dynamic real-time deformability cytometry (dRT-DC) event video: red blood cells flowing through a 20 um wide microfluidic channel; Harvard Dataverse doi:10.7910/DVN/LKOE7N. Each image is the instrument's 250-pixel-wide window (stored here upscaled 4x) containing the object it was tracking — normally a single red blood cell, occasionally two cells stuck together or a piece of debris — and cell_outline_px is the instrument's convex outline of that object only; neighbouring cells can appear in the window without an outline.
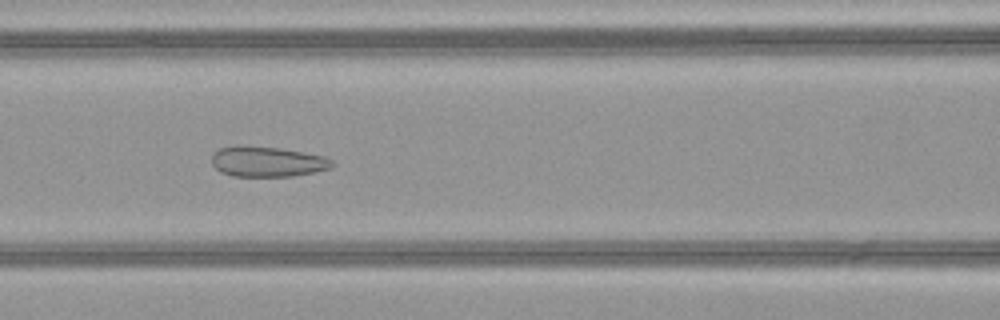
{"species": "common noctule bat (a hibernating species)", "species_latin": "Nyctalus noctula", "temperature_condition": "warm", "stored_images_in_passage": 50, "camera_frame_rate_fps": 3000, "um_per_image_px": 0.085, "animal": {"sex": "female", "body_mass_g": 21.9}, "frame": {"image": 1, "passage_image": 21, "time_ms": 6.667, "image_size_px": [1000, 320], "cell_outline_px": [[336, 164], [332, 168], [292, 176], [232, 176], [220, 172], [212, 164], [212, 152], [220, 148], [236, 144], [240, 144], [280, 148], [324, 156], [332, 160]], "centroid_in_image_um": [22.69, 13.72], "position_along_channel_um": 143.9, "area_um2": 21.56}}
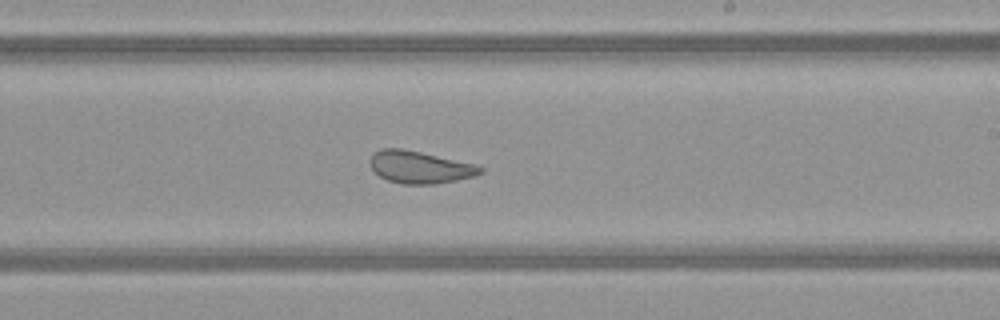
{"frame": {"image": 2, "passage_image": 29, "time_ms": 9.333, "image_size_px": [1000, 320], "cell_outline_px": [[484, 172], [476, 176], [436, 184], [404, 184], [388, 180], [380, 176], [368, 164], [372, 156], [380, 148], [404, 148], [476, 164], [484, 168]], "centroid_in_image_um": [35.72, 14.2], "position_along_channel_um": 253.3, "area_um2": 20.87}}
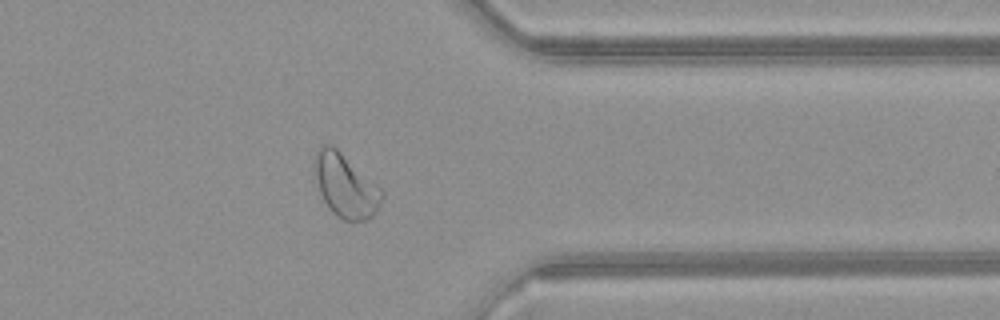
{"frame": {"image": 3, "passage_image": 39, "time_ms": 12.667, "image_size_px": [1000, 320], "cell_outline_px": [[384, 196], [376, 212], [368, 220], [344, 220], [336, 216], [332, 212], [324, 200], [320, 192], [312, 172], [312, 160], [320, 144], [332, 144], [380, 188], [384, 192]], "centroid_in_image_um": [29.31, 15.76], "position_along_channel_um": 382.1, "area_um2": 24.97}, "authors_computed_cell_mechanics": {"area_um2": 26.3568, "velocity_mm_per_s": 4.1186, "shape_relaxation_time_tau1_ms": null, "shape_relaxation_time_tau2_ms": 1.1352, "deformation_change_tau1": null, "deformation_change_tau2": 0.0814}}